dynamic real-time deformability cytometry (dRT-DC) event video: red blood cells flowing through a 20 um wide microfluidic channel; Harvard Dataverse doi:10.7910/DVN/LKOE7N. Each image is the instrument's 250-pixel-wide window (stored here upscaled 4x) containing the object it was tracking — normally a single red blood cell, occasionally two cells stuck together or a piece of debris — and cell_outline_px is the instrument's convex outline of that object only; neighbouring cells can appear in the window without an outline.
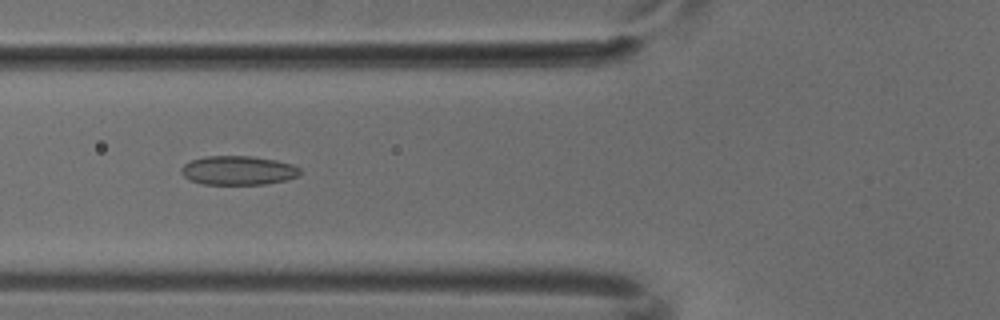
{"species": "common noctule bat (a hibernating species)", "species_latin": "Nyctalus noctula", "temperature_condition": "cold", "stored_images_in_passage": 7, "camera_frame_rate_fps": 3000, "um_per_image_px": 0.085, "animal": {"sex": "male", "body_mass_g": 18.8}, "frame": {"image": 1, "passage_image": 6, "time_ms": 1.667, "image_size_px": [1000, 320], "cell_outline_px": [[300, 172], [296, 176], [288, 180], [264, 184], [204, 184], [192, 180], [184, 176], [180, 172], [180, 168], [184, 164], [192, 160], [204, 156], [252, 156], [276, 160], [292, 164], [300, 168]], "centroid_in_image_um": [20.24, 14.48], "position_along_channel_um": 105.6, "area_um2": 20.06}}
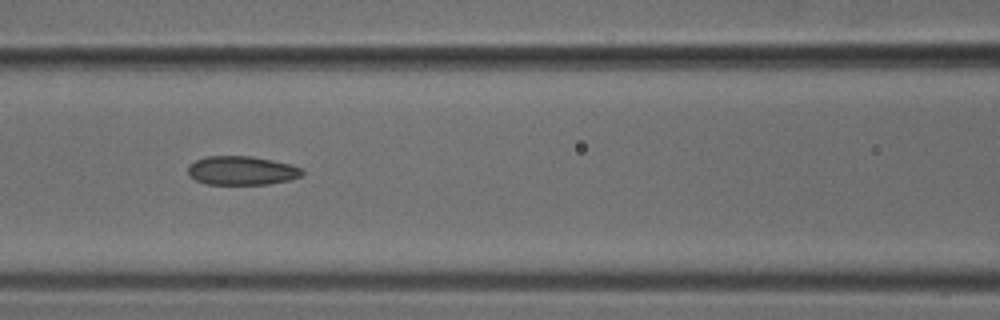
{"frame": {"image": 2, "passage_image": 7, "time_ms": 2.0, "image_size_px": [1000, 320], "cell_outline_px": [[304, 172], [300, 176], [288, 180], [268, 184], [204, 184], [188, 176], [188, 164], [204, 156], [252, 156], [292, 164], [300, 168]], "centroid_in_image_um": [20.5, 14.49], "position_along_channel_um": 146.1, "area_um2": 19.31}}